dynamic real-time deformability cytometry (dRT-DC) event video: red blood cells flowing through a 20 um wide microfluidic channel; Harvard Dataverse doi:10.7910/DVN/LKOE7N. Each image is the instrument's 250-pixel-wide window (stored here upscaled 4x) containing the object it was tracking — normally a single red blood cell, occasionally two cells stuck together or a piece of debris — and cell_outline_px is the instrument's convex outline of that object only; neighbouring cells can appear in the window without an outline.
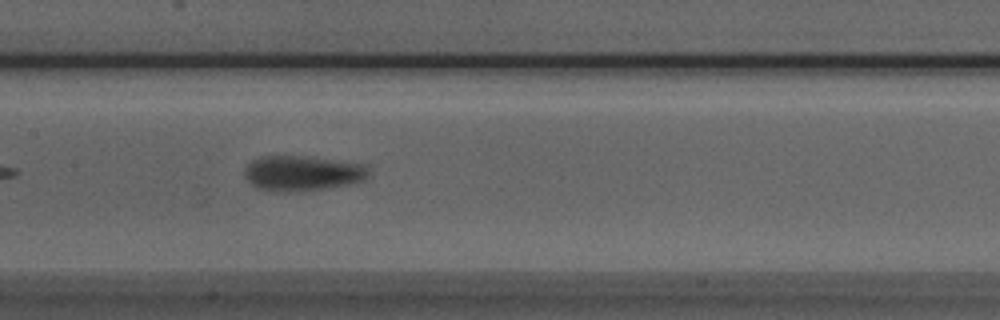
{"species": "Egyptian fruit bat (a non-hibernating species)", "species_latin": "Rousettus aegyptiacus", "temperature_condition": "room temperature", "stored_images_in_passage": 33, "camera_frame_rate_fps": 3000, "um_per_image_px": 0.085, "animal": {"sex": "male"}, "frame": {"image": 1, "passage_image": 12, "time_ms": 3.667, "image_size_px": [1000, 320], "cell_outline_px": [[368, 176], [364, 180], [348, 184], [324, 188], [288, 192], [272, 192], [256, 188], [244, 176], [244, 168], [252, 160], [260, 156], [296, 156], [328, 160], [356, 164], [364, 168], [368, 172]], "centroid_in_image_um": [25.56, 14.75], "position_along_channel_um": 181.8, "area_um2": 24.8}}
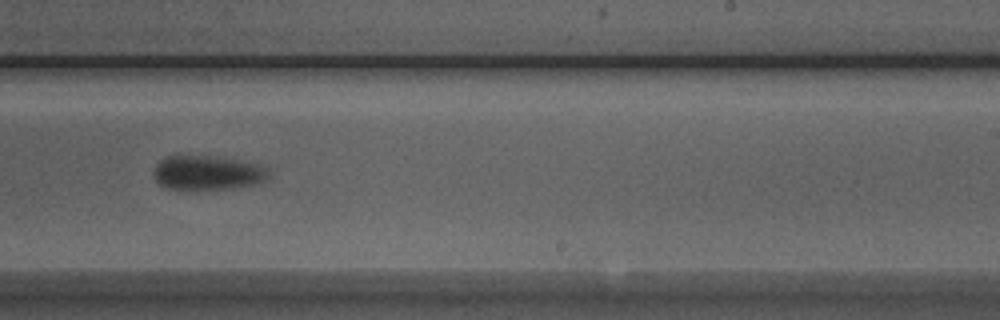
{"frame": {"image": 2, "passage_image": 19, "time_ms": 6.0, "image_size_px": [1000, 320], "cell_outline_px": [[272, 172], [260, 184], [236, 188], [180, 192], [168, 188], [160, 184], [152, 176], [152, 172], [156, 164], [160, 160], [168, 156], [208, 156], [236, 160], [260, 164], [268, 168]], "centroid_in_image_um": [17.63, 14.74], "position_along_channel_um": 271.4, "area_um2": 23.87}}
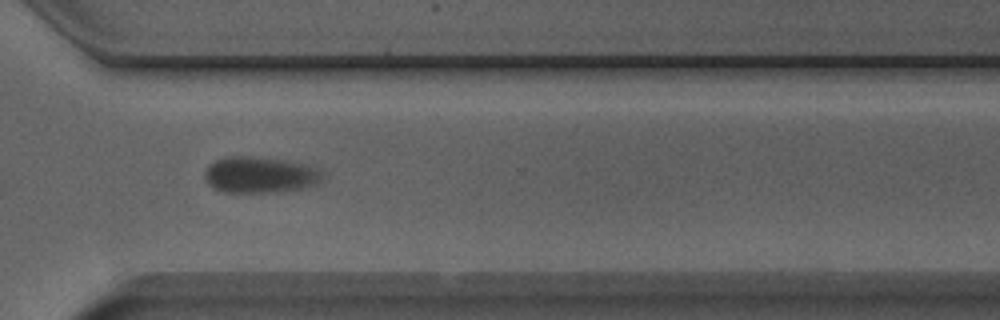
{"frame": {"image": 3, "passage_image": 25, "time_ms": 8.0, "image_size_px": [1000, 320], "cell_outline_px": [[324, 176], [320, 184], [304, 188], [272, 192], [224, 192], [208, 184], [204, 176], [204, 172], [208, 164], [216, 160], [232, 156], [244, 156], [280, 160], [300, 164], [312, 168], [320, 172]], "centroid_in_image_um": [22.05, 14.88], "position_along_channel_um": 348.5, "area_um2": 24.39}, "authors_computed_cell_mechanics": {"area_um2": 24.3916, "velocity_mm_per_s": 3.8543, "shape_relaxation_time_tau1_ms": 3.8031, "shape_relaxation_time_tau2_ms": null, "deformation_change_tau1": 0.1024, "deformation_change_tau2": null}}